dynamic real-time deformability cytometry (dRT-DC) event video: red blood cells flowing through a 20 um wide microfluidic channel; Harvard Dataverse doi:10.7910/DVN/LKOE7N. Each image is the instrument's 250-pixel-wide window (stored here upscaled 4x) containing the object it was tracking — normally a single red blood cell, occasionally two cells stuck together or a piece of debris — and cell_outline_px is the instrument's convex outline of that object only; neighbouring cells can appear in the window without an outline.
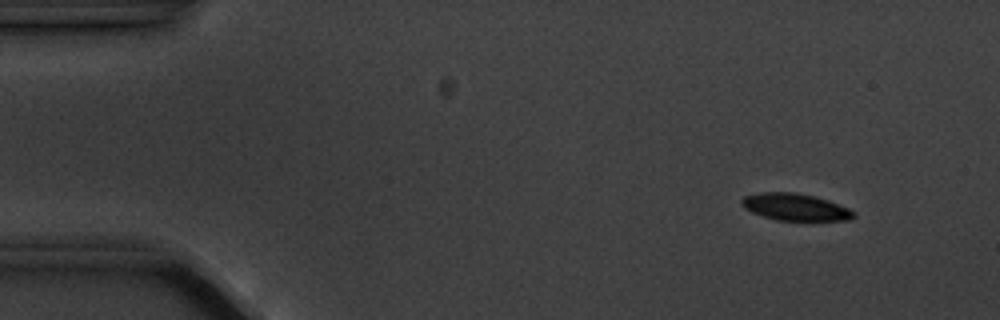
{"species": "common noctule bat (a hibernating species)", "species_latin": "Nyctalus noctula", "temperature_condition": "cold", "stored_images_in_passage": 4, "camera_frame_rate_fps": 3000, "um_per_image_px": 0.085, "animal": {"sex": "male", "body_mass_g": 20.1, "forearm_length_mm": 53.5}, "frame": {"image": 1, "passage_image": 2, "time_ms": 1.0, "image_size_px": [1000, 320], "cell_outline_px": [[856, 216], [848, 220], [776, 220], [752, 212], [744, 208], [740, 204], [740, 200], [744, 196], [756, 192], [796, 192], [816, 196], [828, 200], [848, 208], [856, 212]], "centroid_in_image_um": [67.57, 17.58], "position_along_channel_um": 17.4, "area_um2": 17.74}}